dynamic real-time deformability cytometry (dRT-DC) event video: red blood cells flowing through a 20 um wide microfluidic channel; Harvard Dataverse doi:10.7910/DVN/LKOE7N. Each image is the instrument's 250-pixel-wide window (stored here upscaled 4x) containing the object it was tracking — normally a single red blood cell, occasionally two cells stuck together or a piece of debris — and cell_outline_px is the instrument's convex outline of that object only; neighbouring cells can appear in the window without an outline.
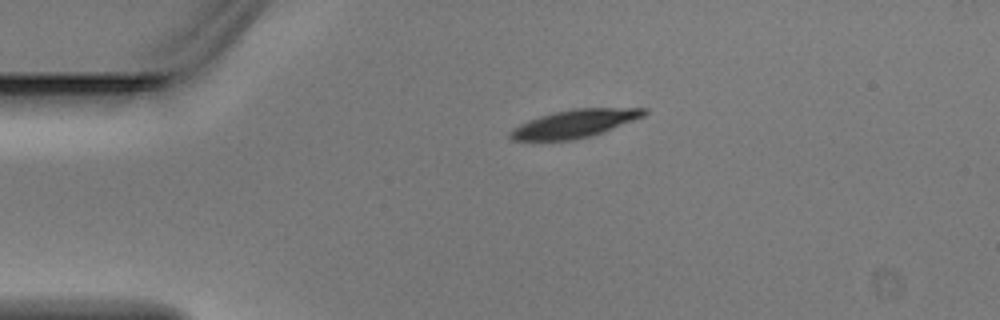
{"species": "Egyptian fruit bat (a non-hibernating species)", "species_latin": "Rousettus aegyptiacus", "temperature_condition": "warm", "stored_images_in_passage": 3, "camera_frame_rate_fps": 3000, "um_per_image_px": 0.085, "animal": {"sex": "male"}, "frame": {"image": 1, "passage_image": 3, "time_ms": 0.667, "image_size_px": [1000, 320], "cell_outline_px": [[648, 112], [644, 116], [604, 132], [592, 136], [572, 140], [512, 140], [508, 136], [508, 132], [512, 128], [528, 120], [540, 116], [572, 108], [648, 108]], "centroid_in_image_um": [48.85, 10.51], "position_along_channel_um": 36.2, "area_um2": 21.85}}